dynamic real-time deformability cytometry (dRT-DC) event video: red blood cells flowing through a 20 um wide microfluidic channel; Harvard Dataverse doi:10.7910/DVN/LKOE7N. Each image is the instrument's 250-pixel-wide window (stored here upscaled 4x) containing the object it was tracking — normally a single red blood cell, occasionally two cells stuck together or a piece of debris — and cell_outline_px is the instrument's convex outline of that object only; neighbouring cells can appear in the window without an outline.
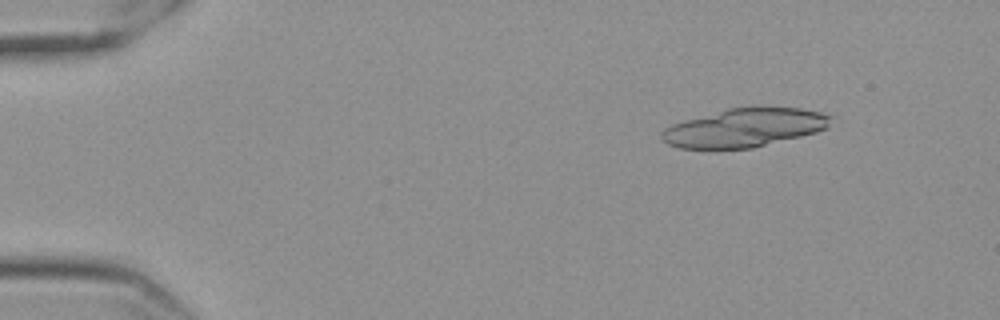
{"species": "Egyptian fruit bat (a non-hibernating species)", "species_latin": "Rousettus aegyptiacus", "temperature_condition": "cold", "stored_images_in_passage": 16, "camera_frame_rate_fps": 3000, "um_per_image_px": 0.085, "frame": {"image": 1, "passage_image": 7, "time_ms": 2.0, "image_size_px": [1000, 320], "cell_outline_px": [[832, 116], [828, 128], [816, 132], [752, 148], [680, 148], [668, 144], [660, 136], [660, 132], [664, 128], [672, 124], [684, 120], [728, 108], [756, 104], [764, 104], [800, 108], [820, 112]], "centroid_in_image_um": [63.31, 10.8], "position_along_channel_um": 21.7, "area_um2": 38.61}}